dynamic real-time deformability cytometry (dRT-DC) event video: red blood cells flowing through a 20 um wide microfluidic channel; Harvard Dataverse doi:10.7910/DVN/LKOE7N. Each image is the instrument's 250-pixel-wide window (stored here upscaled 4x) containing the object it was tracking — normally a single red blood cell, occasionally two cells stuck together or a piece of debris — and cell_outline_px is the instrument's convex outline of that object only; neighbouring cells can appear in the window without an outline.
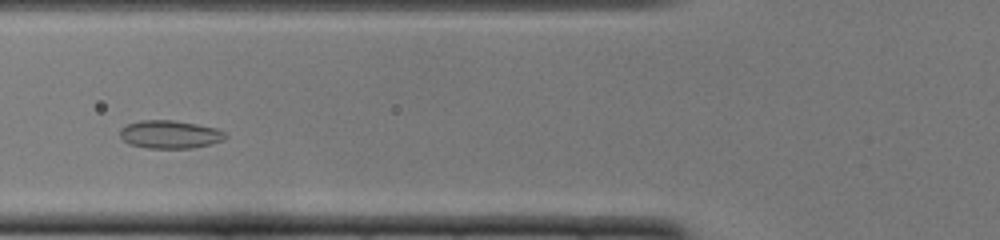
{"species": "common noctule bat (a hibernating species)", "species_latin": "Nyctalus noctula", "temperature_condition": "cold", "stored_images_in_passage": 31, "camera_frame_rate_fps": 3000, "um_per_image_px": 0.085, "animal": {"sex": "female", "body_mass_g": 22.0, "forearm_length_mm": 56.7}, "frame": {"image": 1, "passage_image": 9, "time_ms": 2.667, "image_size_px": [1000, 240], "cell_outline_px": [[228, 136], [224, 140], [212, 144], [192, 148], [148, 148], [128, 144], [120, 136], [120, 128], [128, 124], [140, 120], [176, 120], [216, 128], [224, 132]], "centroid_in_image_um": [14.45, 11.42], "position_along_channel_um": 111.3, "area_um2": 17.34}}
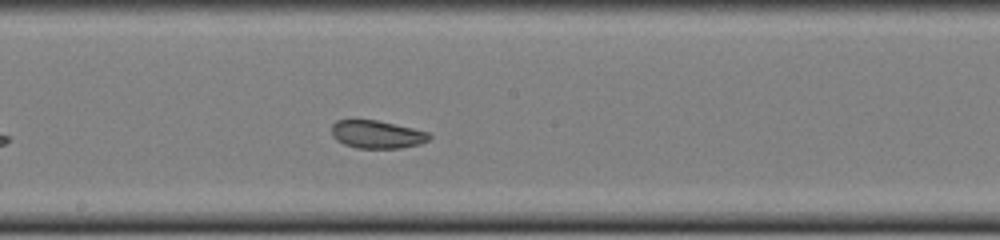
{"frame": {"image": 2, "passage_image": 17, "time_ms": 5.333, "image_size_px": [1000, 240], "cell_outline_px": [[432, 136], [428, 140], [420, 144], [400, 148], [356, 148], [344, 144], [336, 140], [332, 136], [332, 124], [336, 120], [376, 120], [412, 128], [428, 132]], "centroid_in_image_um": [32.02, 11.43], "position_along_channel_um": 216.2, "area_um2": 15.84}}
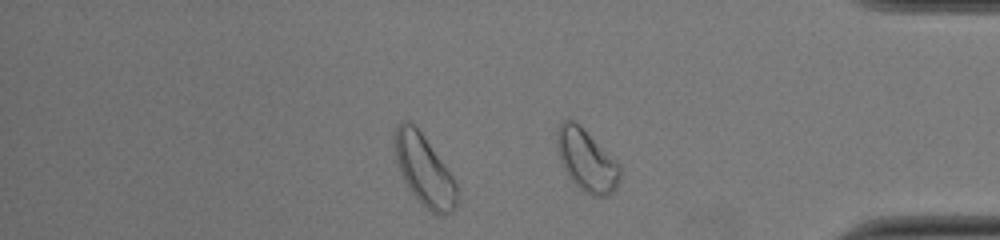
{"frame": {"image": 3, "passage_image": 31, "time_ms": 10.0, "image_size_px": [1000, 240], "cell_outline_px": [[620, 180], [616, 188], [608, 196], [596, 196], [584, 192], [568, 176], [560, 160], [556, 144], [556, 132], [560, 120], [572, 120], [580, 124], [620, 164]], "centroid_in_image_um": [49.85, 13.59], "position_along_channel_um": 385.3, "area_um2": 22.89}, "authors_computed_cell_mechanics": {"area_um2": 16.9354, "velocity_mm_per_s": 3.9442, "shape_relaxation_time_tau1_ms": null, "shape_relaxation_time_tau2_ms": 1.696, "deformation_change_tau1": null, "deformation_change_tau2": 0.0654}}